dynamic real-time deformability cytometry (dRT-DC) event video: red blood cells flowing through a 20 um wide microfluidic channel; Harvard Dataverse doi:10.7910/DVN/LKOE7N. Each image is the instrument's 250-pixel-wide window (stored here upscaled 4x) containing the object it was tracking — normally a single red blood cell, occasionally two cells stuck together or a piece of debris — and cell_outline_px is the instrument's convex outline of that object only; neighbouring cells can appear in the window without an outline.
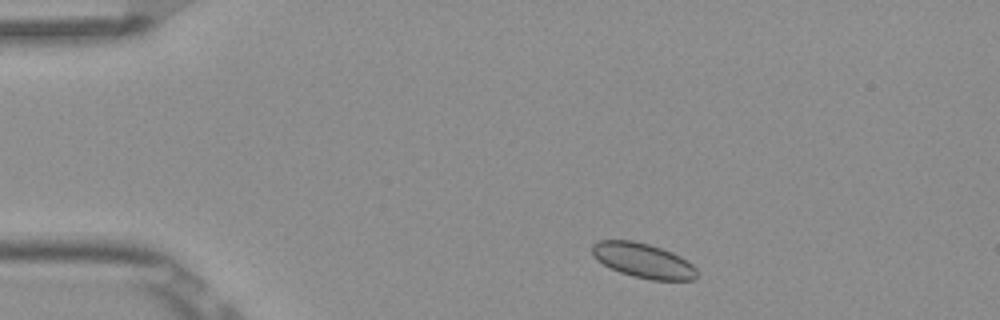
{"species": "Egyptian fruit bat (a non-hibernating species)", "species_latin": "Rousettus aegyptiacus", "temperature_condition": "room temperature", "stored_images_in_passage": 3, "camera_frame_rate_fps": 3000, "um_per_image_px": 0.085, "frame": {"image": 1, "passage_image": 1, "time_ms": 0.0, "image_size_px": [1000, 320], "cell_outline_px": [[696, 276], [692, 280], [652, 280], [632, 276], [620, 272], [596, 260], [592, 252], [592, 244], [600, 240], [632, 240], [648, 244], [672, 252], [680, 256], [692, 264], [696, 268]], "centroid_in_image_um": [54.65, 22.14], "position_along_channel_um": 30.3, "area_um2": 21.04}}